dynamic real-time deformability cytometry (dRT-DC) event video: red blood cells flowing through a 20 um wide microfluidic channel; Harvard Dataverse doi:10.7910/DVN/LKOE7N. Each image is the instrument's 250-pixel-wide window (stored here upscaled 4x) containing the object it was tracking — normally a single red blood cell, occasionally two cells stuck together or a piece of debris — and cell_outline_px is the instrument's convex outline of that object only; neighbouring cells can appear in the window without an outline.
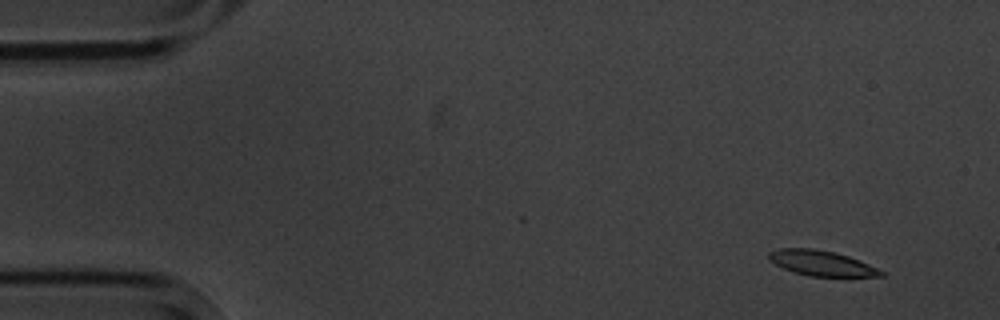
{"species": "common noctule bat (a hibernating species)", "species_latin": "Nyctalus noctula", "temperature_condition": "cold", "stored_images_in_passage": 6, "camera_frame_rate_fps": 3000, "um_per_image_px": 0.085, "animal": {"sex": "male", "body_mass_g": 20.1, "forearm_length_mm": 53.5}, "frame": {"image": 1, "passage_image": 2, "time_ms": 1.333, "image_size_px": [1000, 320], "cell_outline_px": [[884, 276], [812, 276], [792, 272], [768, 260], [768, 252], [780, 248], [812, 248], [832, 252], [848, 256], [860, 260], [884, 272]], "centroid_in_image_um": [69.79, 22.36], "position_along_channel_um": 15.2, "area_um2": 16.3}}
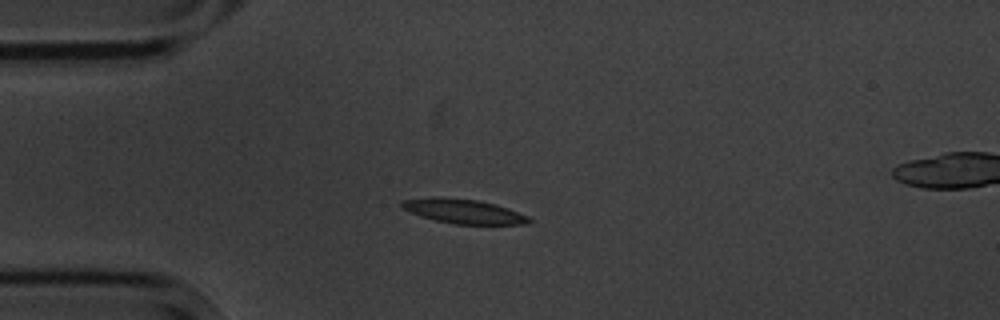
{"frame": {"image": 2, "passage_image": 5, "time_ms": 4.667, "image_size_px": [1000, 320], "cell_outline_px": [[532, 220], [524, 224], [456, 224], [436, 220], [420, 216], [400, 208], [400, 204], [404, 200], [436, 196], [440, 196], [476, 200], [496, 204], [508, 208], [528, 216]], "centroid_in_image_um": [39.37, 17.95], "position_along_channel_um": 45.6, "area_um2": 18.03}}